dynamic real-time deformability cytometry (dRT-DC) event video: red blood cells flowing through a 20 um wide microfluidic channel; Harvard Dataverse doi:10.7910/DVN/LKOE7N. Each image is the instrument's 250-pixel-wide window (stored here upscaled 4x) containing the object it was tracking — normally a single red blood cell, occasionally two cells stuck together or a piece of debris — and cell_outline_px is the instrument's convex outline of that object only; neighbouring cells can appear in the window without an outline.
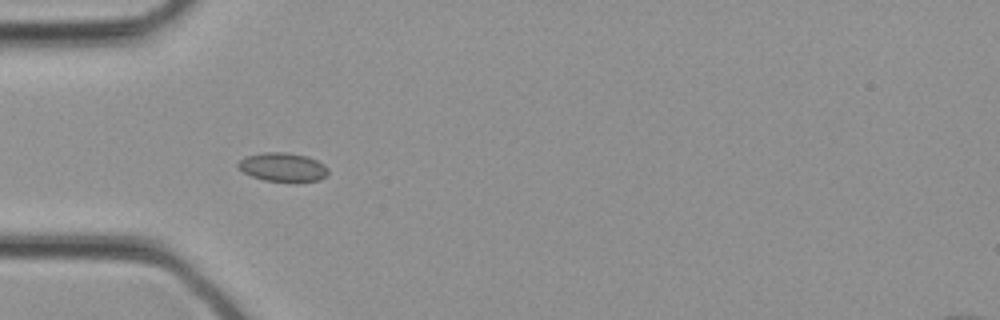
{"species": "common noctule bat (a hibernating species)", "species_latin": "Nyctalus noctula", "temperature_condition": "cold", "stored_images_in_passage": 33, "camera_frame_rate_fps": 3000, "um_per_image_px": 0.085, "animal": {"sex": "female", "body_mass_g": 21.9}, "frame": {"image": 1, "passage_image": 10, "time_ms": 3.0, "image_size_px": [1000, 320], "cell_outline_px": [[328, 176], [320, 180], [264, 180], [252, 176], [244, 172], [236, 164], [244, 156], [264, 152], [284, 152], [308, 156], [324, 164], [328, 168]], "centroid_in_image_um": [24.04, 14.18], "position_along_channel_um": 61.0, "area_um2": 14.85}}
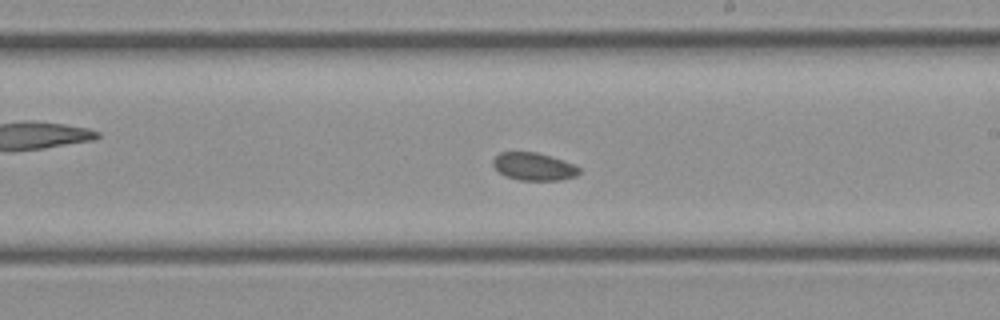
{"frame": {"image": 2, "passage_image": 19, "time_ms": 6.0, "image_size_px": [1000, 320], "cell_outline_px": [[580, 172], [576, 176], [560, 180], [520, 180], [504, 176], [492, 164], [492, 160], [500, 152], [536, 152], [572, 164], [580, 168]], "centroid_in_image_um": [45.34, 14.16], "position_along_channel_um": 243.7, "area_um2": 13.7}}
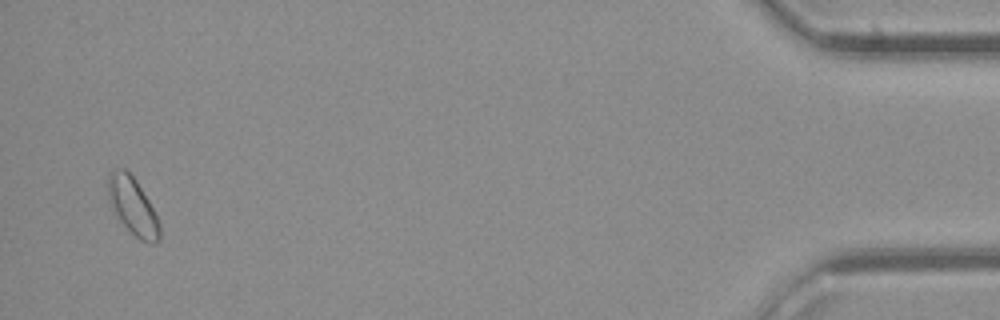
{"frame": {"image": 3, "passage_image": 32, "time_ms": 10.333, "image_size_px": [1000, 320], "cell_outline_px": [[160, 240], [156, 244], [148, 244], [140, 240], [112, 212], [108, 200], [108, 172], [112, 168], [124, 168], [136, 180], [148, 200], [160, 224]], "centroid_in_image_um": [11.26, 17.52], "position_along_channel_um": 423.9, "area_um2": 17.34}}